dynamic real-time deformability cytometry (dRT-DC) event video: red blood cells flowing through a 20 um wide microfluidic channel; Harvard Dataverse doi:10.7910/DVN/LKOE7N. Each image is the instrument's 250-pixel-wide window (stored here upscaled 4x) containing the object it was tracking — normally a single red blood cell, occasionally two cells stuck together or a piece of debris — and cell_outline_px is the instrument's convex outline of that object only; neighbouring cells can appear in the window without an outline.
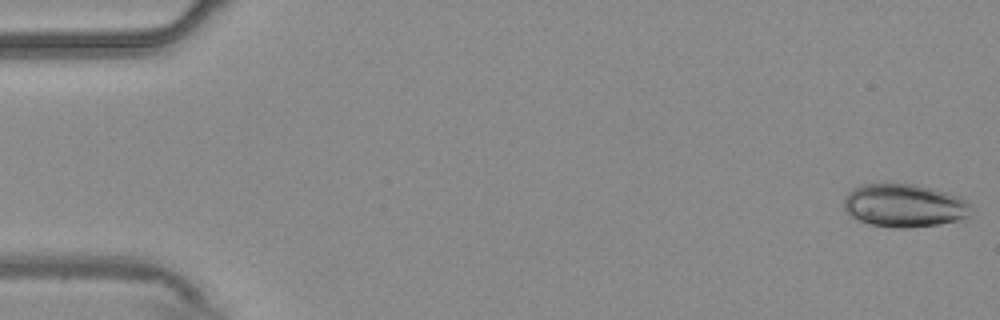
{"species": "common noctule bat (a hibernating species)", "species_latin": "Nyctalus noctula", "temperature_condition": "warm", "stored_images_in_passage": 13, "camera_frame_rate_fps": 3000, "um_per_image_px": 0.085, "animal": {"sex": "male", "body_mass_g": 20.4}, "frame": {"image": 1, "passage_image": 1, "time_ms": 0.0, "image_size_px": [1000, 320], "cell_outline_px": [[968, 216], [960, 220], [936, 224], [908, 228], [892, 228], [872, 224], [860, 220], [852, 216], [844, 208], [844, 196], [852, 188], [860, 184], [912, 184], [932, 188], [948, 192], [960, 196], [968, 204]], "centroid_in_image_um": [76.83, 17.46], "position_along_channel_um": 8.2, "area_um2": 31.73}}